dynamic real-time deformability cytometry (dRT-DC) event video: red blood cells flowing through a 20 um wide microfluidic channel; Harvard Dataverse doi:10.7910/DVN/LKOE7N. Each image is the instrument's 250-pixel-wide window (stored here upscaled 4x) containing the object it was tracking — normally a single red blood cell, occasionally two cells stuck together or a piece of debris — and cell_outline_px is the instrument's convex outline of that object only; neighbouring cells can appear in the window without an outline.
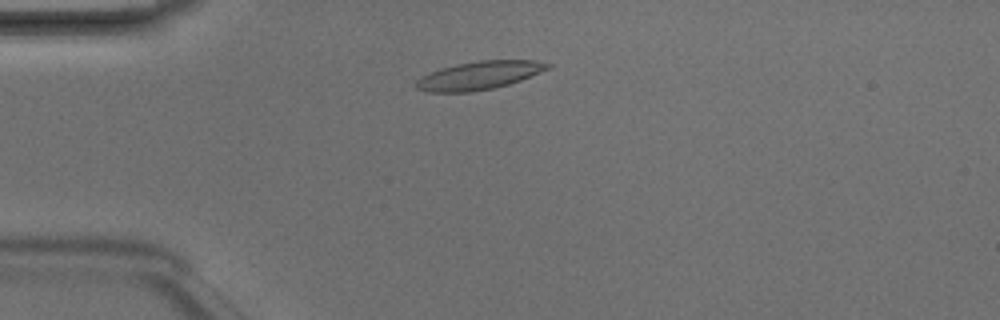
{"species": "Egyptian fruit bat (a non-hibernating species)", "species_latin": "Rousettus aegyptiacus", "temperature_condition": "room temperature", "stored_images_in_passage": 3, "camera_frame_rate_fps": 3000, "um_per_image_px": 0.085, "animal": {"sex": "male"}, "frame": {"image": 1, "passage_image": 2, "time_ms": 0.333, "image_size_px": [1000, 320], "cell_outline_px": [[552, 64], [548, 68], [540, 72], [520, 80], [508, 84], [492, 88], [472, 92], [428, 92], [416, 88], [416, 80], [440, 68], [456, 64], [480, 60], [536, 60]], "centroid_in_image_um": [40.73, 6.41], "position_along_channel_um": 44.3, "area_um2": 21.39}}